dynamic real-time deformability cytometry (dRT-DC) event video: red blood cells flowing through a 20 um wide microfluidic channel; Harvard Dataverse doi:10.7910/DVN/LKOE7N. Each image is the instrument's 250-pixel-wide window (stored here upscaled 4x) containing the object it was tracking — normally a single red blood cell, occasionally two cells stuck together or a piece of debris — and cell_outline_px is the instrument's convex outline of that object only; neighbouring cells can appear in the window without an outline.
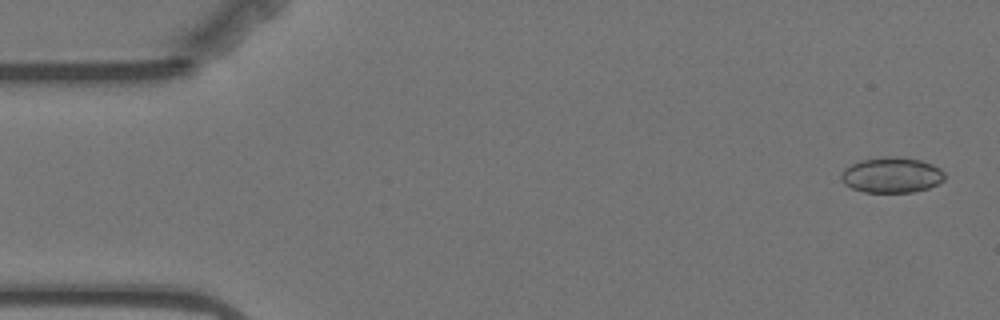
{"species": "Egyptian fruit bat (a non-hibernating species)", "species_latin": "Rousettus aegyptiacus", "temperature_condition": "warm", "stored_images_in_passage": 57, "camera_frame_rate_fps": 3000, "um_per_image_px": 0.085, "animal": {"sex": "female"}, "frame": {"image": 1, "passage_image": 2, "time_ms": 0.333, "image_size_px": [1000, 320], "cell_outline_px": [[944, 180], [928, 188], [912, 192], [864, 192], [852, 188], [844, 184], [840, 180], [840, 172], [844, 168], [852, 164], [864, 160], [884, 156], [896, 156], [920, 160], [932, 164], [940, 168], [944, 172]], "centroid_in_image_um": [75.77, 14.88], "position_along_channel_um": 9.2, "area_um2": 21.44}}
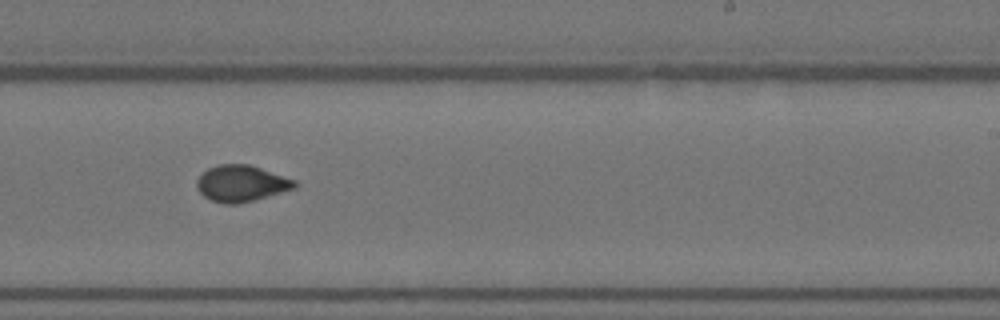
{"frame": {"image": 2, "passage_image": 34, "time_ms": 11.0, "image_size_px": [1000, 320], "cell_outline_px": [[296, 188], [252, 200], [236, 204], [224, 204], [212, 200], [204, 196], [200, 192], [196, 184], [196, 180], [208, 168], [220, 164], [248, 164], [296, 180]], "centroid_in_image_um": [20.5, 15.59], "position_along_channel_um": 268.5, "area_um2": 20.4}}
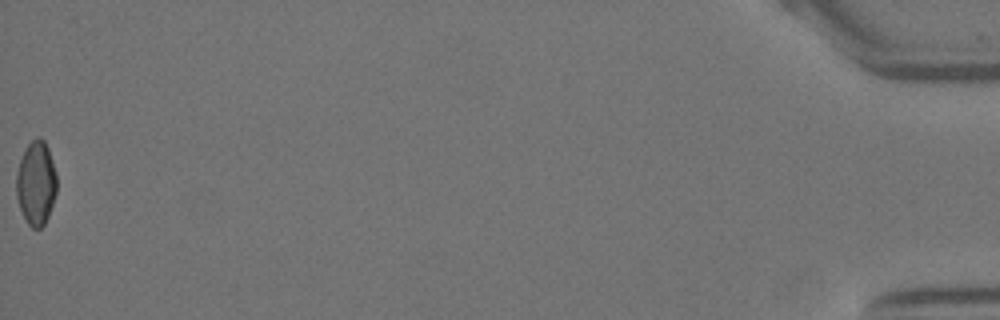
{"frame": {"image": 3, "passage_image": 57, "time_ms": 18.667, "image_size_px": [1000, 320], "cell_outline_px": [[56, 192], [48, 216], [44, 224], [40, 228], [32, 228], [28, 224], [20, 208], [16, 196], [16, 172], [24, 148], [36, 136], [40, 136], [44, 140], [48, 148], [56, 172]], "centroid_in_image_um": [3.05, 15.53], "position_along_channel_um": 432.1, "area_um2": 19.83}, "authors_computed_cell_mechanics": {"area_um2": 20.4612, "velocity_mm_per_s": 3.5245, "shape_relaxation_time_tau1_ms": 8.9221, "shape_relaxation_time_tau2_ms": null, "deformation_change_tau1": 0.1434, "deformation_change_tau2": null}}